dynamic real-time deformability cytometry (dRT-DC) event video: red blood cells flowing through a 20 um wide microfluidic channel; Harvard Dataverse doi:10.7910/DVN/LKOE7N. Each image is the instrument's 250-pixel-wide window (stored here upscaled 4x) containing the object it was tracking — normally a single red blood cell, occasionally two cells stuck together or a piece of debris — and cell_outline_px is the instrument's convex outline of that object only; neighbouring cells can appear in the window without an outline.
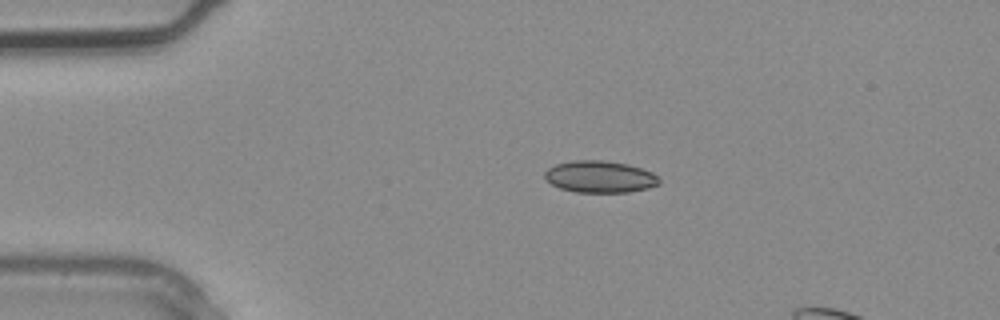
{"species": "common noctule bat (a hibernating species)", "species_latin": "Nyctalus noctula", "temperature_condition": "warm", "stored_images_in_passage": 3, "camera_frame_rate_fps": 3000, "um_per_image_px": 0.085, "animal": {"sex": "male", "body_mass_g": 20.4}, "frame": {"image": 1, "passage_image": 2, "time_ms": 0.333, "image_size_px": [1000, 320], "cell_outline_px": [[660, 184], [648, 188], [628, 192], [576, 192], [560, 188], [552, 184], [544, 176], [544, 172], [548, 168], [556, 164], [572, 160], [604, 160], [628, 164], [652, 172], [660, 180]], "centroid_in_image_um": [50.99, 15.02], "position_along_channel_um": 34.0, "area_um2": 21.21}}